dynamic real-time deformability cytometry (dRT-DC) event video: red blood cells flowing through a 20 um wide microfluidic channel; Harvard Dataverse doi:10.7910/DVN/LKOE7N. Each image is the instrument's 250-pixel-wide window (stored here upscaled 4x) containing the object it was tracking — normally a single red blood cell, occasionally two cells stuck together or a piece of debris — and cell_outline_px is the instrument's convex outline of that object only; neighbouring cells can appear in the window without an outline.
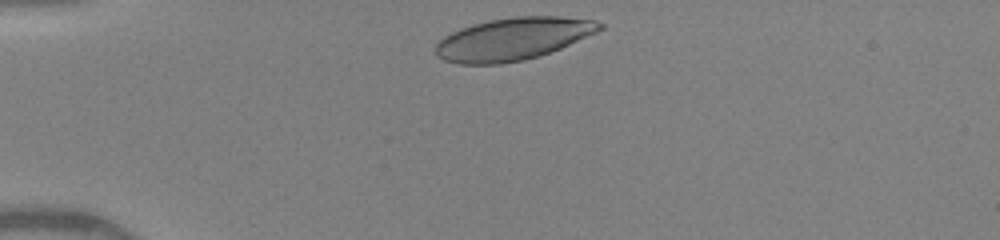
{"species": "human", "species_latin": "Homo sapiens", "temperature_condition": "warm", "stored_images_in_passage": 33, "camera_frame_rate_fps": 3000, "um_per_image_px": 0.085, "donor": {"sex": "female"}, "frame": {"image": 1, "passage_image": 2, "time_ms": 0.333, "image_size_px": [1000, 240], "cell_outline_px": [[604, 28], [596, 32], [560, 48], [524, 60], [500, 64], [460, 64], [444, 60], [436, 56], [436, 44], [444, 36], [460, 28], [472, 24], [488, 20], [516, 16], [560, 16], [592, 20], [604, 24]], "centroid_in_image_um": [43.57, 3.3], "position_along_channel_um": 41.4, "area_um2": 40.34}}
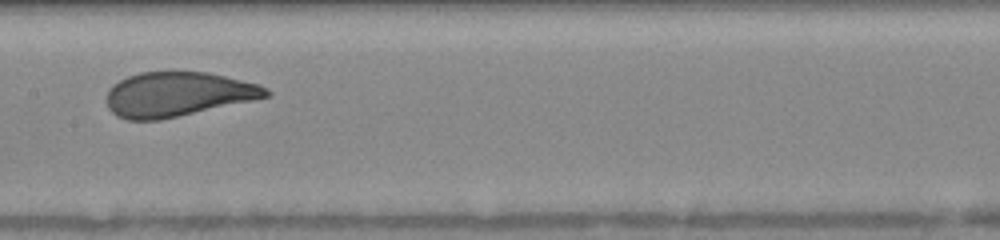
{"frame": {"image": 2, "passage_image": 16, "time_ms": 5.0, "image_size_px": [1000, 240], "cell_outline_px": [[272, 92], [268, 96], [252, 100], [160, 120], [128, 120], [116, 116], [108, 108], [108, 88], [112, 84], [128, 76], [140, 72], [208, 72], [260, 84], [268, 88]], "centroid_in_image_um": [15.1, 8.01], "position_along_channel_um": 192.3, "area_um2": 41.21}}
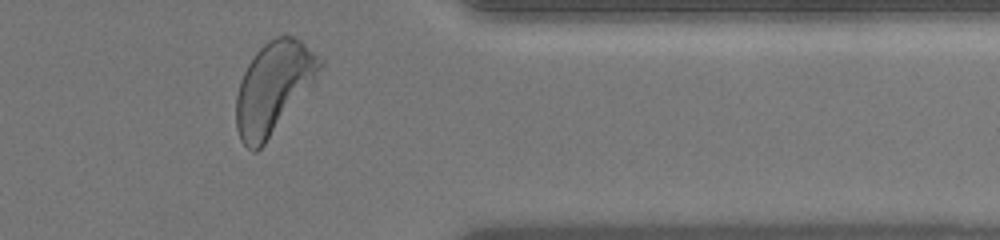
{"frame": {"image": 3, "passage_image": 31, "time_ms": 10.0, "image_size_px": [1000, 240], "cell_outline_px": [[324, 64], [316, 84], [264, 144], [256, 152], [252, 152], [240, 140], [236, 128], [236, 96], [240, 80], [248, 64], [256, 52], [268, 40], [276, 36], [292, 36], [300, 40], [324, 60]], "centroid_in_image_um": [23.29, 7.46], "position_along_channel_um": 388.1, "area_um2": 45.32}, "authors_computed_cell_mechanics": {"area_um2": 42.4252, "velocity_mm_per_s": 4.0897, "shape_relaxation_time_tau1_ms": 2.729, "shape_relaxation_time_tau2_ms": null, "deformation_change_tau1": 0.1791, "deformation_change_tau2": null}}